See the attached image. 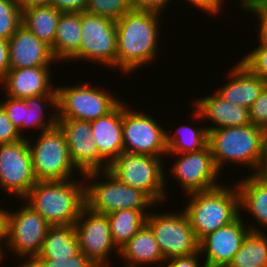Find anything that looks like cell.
Returning <instances> with one entry per match:
<instances>
[{
	"label": "cell",
	"mask_w": 267,
	"mask_h": 267,
	"mask_svg": "<svg viewBox=\"0 0 267 267\" xmlns=\"http://www.w3.org/2000/svg\"><path fill=\"white\" fill-rule=\"evenodd\" d=\"M161 17L158 13L130 10L116 21L117 69L124 76L157 59Z\"/></svg>",
	"instance_id": "6da1fadb"
},
{
	"label": "cell",
	"mask_w": 267,
	"mask_h": 267,
	"mask_svg": "<svg viewBox=\"0 0 267 267\" xmlns=\"http://www.w3.org/2000/svg\"><path fill=\"white\" fill-rule=\"evenodd\" d=\"M267 131L253 124L209 131L208 145L220 173L228 164H239L258 174L264 159ZM225 164V165H224Z\"/></svg>",
	"instance_id": "7a4b0ae2"
},
{
	"label": "cell",
	"mask_w": 267,
	"mask_h": 267,
	"mask_svg": "<svg viewBox=\"0 0 267 267\" xmlns=\"http://www.w3.org/2000/svg\"><path fill=\"white\" fill-rule=\"evenodd\" d=\"M82 181L76 178L37 181L22 202L38 212L50 225H74L86 206L85 181Z\"/></svg>",
	"instance_id": "3957f363"
},
{
	"label": "cell",
	"mask_w": 267,
	"mask_h": 267,
	"mask_svg": "<svg viewBox=\"0 0 267 267\" xmlns=\"http://www.w3.org/2000/svg\"><path fill=\"white\" fill-rule=\"evenodd\" d=\"M189 200H188V197ZM182 207L198 241L209 233L233 222L239 215V193L236 184H227L207 191L186 195Z\"/></svg>",
	"instance_id": "277c9868"
},
{
	"label": "cell",
	"mask_w": 267,
	"mask_h": 267,
	"mask_svg": "<svg viewBox=\"0 0 267 267\" xmlns=\"http://www.w3.org/2000/svg\"><path fill=\"white\" fill-rule=\"evenodd\" d=\"M82 178L85 180L86 207L99 214L158 206L143 191L123 184L109 170L89 172Z\"/></svg>",
	"instance_id": "5b68a950"
},
{
	"label": "cell",
	"mask_w": 267,
	"mask_h": 267,
	"mask_svg": "<svg viewBox=\"0 0 267 267\" xmlns=\"http://www.w3.org/2000/svg\"><path fill=\"white\" fill-rule=\"evenodd\" d=\"M164 156L122 152L109 166V171L123 184L143 191L156 205L169 197ZM167 199V200H166Z\"/></svg>",
	"instance_id": "8992f818"
},
{
	"label": "cell",
	"mask_w": 267,
	"mask_h": 267,
	"mask_svg": "<svg viewBox=\"0 0 267 267\" xmlns=\"http://www.w3.org/2000/svg\"><path fill=\"white\" fill-rule=\"evenodd\" d=\"M37 134L39 135L32 139L27 137L37 181H63L75 178V173L79 171L70 159L66 137L59 125Z\"/></svg>",
	"instance_id": "52a82bcc"
},
{
	"label": "cell",
	"mask_w": 267,
	"mask_h": 267,
	"mask_svg": "<svg viewBox=\"0 0 267 267\" xmlns=\"http://www.w3.org/2000/svg\"><path fill=\"white\" fill-rule=\"evenodd\" d=\"M81 81L74 86H57V118L92 121L106 115L121 100L113 93Z\"/></svg>",
	"instance_id": "ba28073f"
},
{
	"label": "cell",
	"mask_w": 267,
	"mask_h": 267,
	"mask_svg": "<svg viewBox=\"0 0 267 267\" xmlns=\"http://www.w3.org/2000/svg\"><path fill=\"white\" fill-rule=\"evenodd\" d=\"M87 61L110 70L117 69V28L116 21L90 14L81 13V42L76 54L69 60ZM71 61V62H70Z\"/></svg>",
	"instance_id": "9c48e42d"
},
{
	"label": "cell",
	"mask_w": 267,
	"mask_h": 267,
	"mask_svg": "<svg viewBox=\"0 0 267 267\" xmlns=\"http://www.w3.org/2000/svg\"><path fill=\"white\" fill-rule=\"evenodd\" d=\"M146 224L153 231L165 260L187 256L199 251V241L190 225L189 218L181 211L150 212Z\"/></svg>",
	"instance_id": "30bf717a"
},
{
	"label": "cell",
	"mask_w": 267,
	"mask_h": 267,
	"mask_svg": "<svg viewBox=\"0 0 267 267\" xmlns=\"http://www.w3.org/2000/svg\"><path fill=\"white\" fill-rule=\"evenodd\" d=\"M51 225L26 203L10 212L7 249L23 260L17 267L28 266L40 253ZM11 251V252H10Z\"/></svg>",
	"instance_id": "8fae6325"
},
{
	"label": "cell",
	"mask_w": 267,
	"mask_h": 267,
	"mask_svg": "<svg viewBox=\"0 0 267 267\" xmlns=\"http://www.w3.org/2000/svg\"><path fill=\"white\" fill-rule=\"evenodd\" d=\"M123 101L124 151L148 156H166V129L146 112L131 109ZM165 128V129H164Z\"/></svg>",
	"instance_id": "7c38bea8"
},
{
	"label": "cell",
	"mask_w": 267,
	"mask_h": 267,
	"mask_svg": "<svg viewBox=\"0 0 267 267\" xmlns=\"http://www.w3.org/2000/svg\"><path fill=\"white\" fill-rule=\"evenodd\" d=\"M26 138V139H25ZM37 182L27 137L0 145V188L22 200Z\"/></svg>",
	"instance_id": "4fadbf2b"
},
{
	"label": "cell",
	"mask_w": 267,
	"mask_h": 267,
	"mask_svg": "<svg viewBox=\"0 0 267 267\" xmlns=\"http://www.w3.org/2000/svg\"><path fill=\"white\" fill-rule=\"evenodd\" d=\"M169 155L175 156L176 160L168 171L184 195L214 189L222 184L217 181L221 173L214 165L209 145L198 152L166 154V157Z\"/></svg>",
	"instance_id": "5bb4252c"
},
{
	"label": "cell",
	"mask_w": 267,
	"mask_h": 267,
	"mask_svg": "<svg viewBox=\"0 0 267 267\" xmlns=\"http://www.w3.org/2000/svg\"><path fill=\"white\" fill-rule=\"evenodd\" d=\"M74 227L80 251L99 267H114L109 259L113 251L119 256V249L113 243L107 215L91 211L85 206Z\"/></svg>",
	"instance_id": "9a60e30c"
},
{
	"label": "cell",
	"mask_w": 267,
	"mask_h": 267,
	"mask_svg": "<svg viewBox=\"0 0 267 267\" xmlns=\"http://www.w3.org/2000/svg\"><path fill=\"white\" fill-rule=\"evenodd\" d=\"M57 124L65 134L70 159L83 174L108 170L110 164L99 154L89 121L57 118Z\"/></svg>",
	"instance_id": "2e32d148"
},
{
	"label": "cell",
	"mask_w": 267,
	"mask_h": 267,
	"mask_svg": "<svg viewBox=\"0 0 267 267\" xmlns=\"http://www.w3.org/2000/svg\"><path fill=\"white\" fill-rule=\"evenodd\" d=\"M242 213L230 224L209 233L199 241V252L206 267H227L251 231Z\"/></svg>",
	"instance_id": "e0dca14e"
},
{
	"label": "cell",
	"mask_w": 267,
	"mask_h": 267,
	"mask_svg": "<svg viewBox=\"0 0 267 267\" xmlns=\"http://www.w3.org/2000/svg\"><path fill=\"white\" fill-rule=\"evenodd\" d=\"M194 108L191 118L195 122L210 120L212 123L206 126L208 132L224 127H239L251 124L249 109L237 104L225 101L215 91L211 95L195 98L191 103Z\"/></svg>",
	"instance_id": "ac0fdd59"
},
{
	"label": "cell",
	"mask_w": 267,
	"mask_h": 267,
	"mask_svg": "<svg viewBox=\"0 0 267 267\" xmlns=\"http://www.w3.org/2000/svg\"><path fill=\"white\" fill-rule=\"evenodd\" d=\"M53 77L51 67L10 69L0 79V87L5 95L18 99L57 94Z\"/></svg>",
	"instance_id": "d6986e66"
},
{
	"label": "cell",
	"mask_w": 267,
	"mask_h": 267,
	"mask_svg": "<svg viewBox=\"0 0 267 267\" xmlns=\"http://www.w3.org/2000/svg\"><path fill=\"white\" fill-rule=\"evenodd\" d=\"M10 69L52 67L57 63L51 48L21 25L8 40Z\"/></svg>",
	"instance_id": "ffe728a7"
},
{
	"label": "cell",
	"mask_w": 267,
	"mask_h": 267,
	"mask_svg": "<svg viewBox=\"0 0 267 267\" xmlns=\"http://www.w3.org/2000/svg\"><path fill=\"white\" fill-rule=\"evenodd\" d=\"M90 126L99 154L111 164L124 152L123 101L106 115L90 121Z\"/></svg>",
	"instance_id": "44dd1931"
},
{
	"label": "cell",
	"mask_w": 267,
	"mask_h": 267,
	"mask_svg": "<svg viewBox=\"0 0 267 267\" xmlns=\"http://www.w3.org/2000/svg\"><path fill=\"white\" fill-rule=\"evenodd\" d=\"M235 63L227 74L230 80L225 81L227 83L218 87L215 92L225 101L250 109L267 83L253 74L240 61Z\"/></svg>",
	"instance_id": "7402d4cb"
},
{
	"label": "cell",
	"mask_w": 267,
	"mask_h": 267,
	"mask_svg": "<svg viewBox=\"0 0 267 267\" xmlns=\"http://www.w3.org/2000/svg\"><path fill=\"white\" fill-rule=\"evenodd\" d=\"M249 174L242 179L239 178L235 183L239 193L240 213L243 210L250 212L249 215L251 214V217L257 220L258 226L249 225L251 231L265 232V228L267 230V181L258 174L251 172Z\"/></svg>",
	"instance_id": "603a6c76"
},
{
	"label": "cell",
	"mask_w": 267,
	"mask_h": 267,
	"mask_svg": "<svg viewBox=\"0 0 267 267\" xmlns=\"http://www.w3.org/2000/svg\"><path fill=\"white\" fill-rule=\"evenodd\" d=\"M119 258L126 262L124 267H149L153 264L162 267L165 262L153 231L146 223L119 249Z\"/></svg>",
	"instance_id": "cb8c5ba5"
},
{
	"label": "cell",
	"mask_w": 267,
	"mask_h": 267,
	"mask_svg": "<svg viewBox=\"0 0 267 267\" xmlns=\"http://www.w3.org/2000/svg\"><path fill=\"white\" fill-rule=\"evenodd\" d=\"M81 42V13H61L54 44L50 47L54 59L67 61L76 54Z\"/></svg>",
	"instance_id": "d4e9b609"
},
{
	"label": "cell",
	"mask_w": 267,
	"mask_h": 267,
	"mask_svg": "<svg viewBox=\"0 0 267 267\" xmlns=\"http://www.w3.org/2000/svg\"><path fill=\"white\" fill-rule=\"evenodd\" d=\"M80 252L74 225H51L36 258L68 259Z\"/></svg>",
	"instance_id": "484cf974"
},
{
	"label": "cell",
	"mask_w": 267,
	"mask_h": 267,
	"mask_svg": "<svg viewBox=\"0 0 267 267\" xmlns=\"http://www.w3.org/2000/svg\"><path fill=\"white\" fill-rule=\"evenodd\" d=\"M48 106L52 110L48 112V117H46L45 112L48 110ZM55 109H57V94L32 96L23 99L22 130L34 128L37 132L40 130L42 132L54 127L58 122L57 110Z\"/></svg>",
	"instance_id": "4316f807"
},
{
	"label": "cell",
	"mask_w": 267,
	"mask_h": 267,
	"mask_svg": "<svg viewBox=\"0 0 267 267\" xmlns=\"http://www.w3.org/2000/svg\"><path fill=\"white\" fill-rule=\"evenodd\" d=\"M61 13L53 5L32 6L22 10V25L51 47Z\"/></svg>",
	"instance_id": "83f0119b"
},
{
	"label": "cell",
	"mask_w": 267,
	"mask_h": 267,
	"mask_svg": "<svg viewBox=\"0 0 267 267\" xmlns=\"http://www.w3.org/2000/svg\"><path fill=\"white\" fill-rule=\"evenodd\" d=\"M201 126V127H200ZM182 125L174 131H166L167 154L198 152L208 146L209 132L202 125ZM171 131L172 134L170 133Z\"/></svg>",
	"instance_id": "f1b7e54d"
},
{
	"label": "cell",
	"mask_w": 267,
	"mask_h": 267,
	"mask_svg": "<svg viewBox=\"0 0 267 267\" xmlns=\"http://www.w3.org/2000/svg\"><path fill=\"white\" fill-rule=\"evenodd\" d=\"M149 210L124 209L107 214L113 243L120 249L146 223Z\"/></svg>",
	"instance_id": "f546056e"
},
{
	"label": "cell",
	"mask_w": 267,
	"mask_h": 267,
	"mask_svg": "<svg viewBox=\"0 0 267 267\" xmlns=\"http://www.w3.org/2000/svg\"><path fill=\"white\" fill-rule=\"evenodd\" d=\"M227 267H267V233L250 231Z\"/></svg>",
	"instance_id": "4dcf8cb0"
},
{
	"label": "cell",
	"mask_w": 267,
	"mask_h": 267,
	"mask_svg": "<svg viewBox=\"0 0 267 267\" xmlns=\"http://www.w3.org/2000/svg\"><path fill=\"white\" fill-rule=\"evenodd\" d=\"M22 25V10L17 0H0V37L9 40Z\"/></svg>",
	"instance_id": "1f68e13d"
},
{
	"label": "cell",
	"mask_w": 267,
	"mask_h": 267,
	"mask_svg": "<svg viewBox=\"0 0 267 267\" xmlns=\"http://www.w3.org/2000/svg\"><path fill=\"white\" fill-rule=\"evenodd\" d=\"M130 10L129 0H87L85 12L117 21Z\"/></svg>",
	"instance_id": "d6a6232c"
},
{
	"label": "cell",
	"mask_w": 267,
	"mask_h": 267,
	"mask_svg": "<svg viewBox=\"0 0 267 267\" xmlns=\"http://www.w3.org/2000/svg\"><path fill=\"white\" fill-rule=\"evenodd\" d=\"M255 46H257L255 48ZM251 52H246L240 62L253 74L267 83V45H255Z\"/></svg>",
	"instance_id": "836d02e7"
},
{
	"label": "cell",
	"mask_w": 267,
	"mask_h": 267,
	"mask_svg": "<svg viewBox=\"0 0 267 267\" xmlns=\"http://www.w3.org/2000/svg\"><path fill=\"white\" fill-rule=\"evenodd\" d=\"M26 267H99L81 251L68 259L35 258Z\"/></svg>",
	"instance_id": "e575fe53"
},
{
	"label": "cell",
	"mask_w": 267,
	"mask_h": 267,
	"mask_svg": "<svg viewBox=\"0 0 267 267\" xmlns=\"http://www.w3.org/2000/svg\"><path fill=\"white\" fill-rule=\"evenodd\" d=\"M5 96V99H1L2 101H0V105L5 110L12 125L17 128L21 136L25 137L23 135L25 133H22L23 99L12 98L7 95Z\"/></svg>",
	"instance_id": "d590c367"
},
{
	"label": "cell",
	"mask_w": 267,
	"mask_h": 267,
	"mask_svg": "<svg viewBox=\"0 0 267 267\" xmlns=\"http://www.w3.org/2000/svg\"><path fill=\"white\" fill-rule=\"evenodd\" d=\"M250 122L267 131V85L249 109Z\"/></svg>",
	"instance_id": "8d00e7d4"
},
{
	"label": "cell",
	"mask_w": 267,
	"mask_h": 267,
	"mask_svg": "<svg viewBox=\"0 0 267 267\" xmlns=\"http://www.w3.org/2000/svg\"><path fill=\"white\" fill-rule=\"evenodd\" d=\"M23 138L0 105V145L14 143Z\"/></svg>",
	"instance_id": "74e56055"
},
{
	"label": "cell",
	"mask_w": 267,
	"mask_h": 267,
	"mask_svg": "<svg viewBox=\"0 0 267 267\" xmlns=\"http://www.w3.org/2000/svg\"><path fill=\"white\" fill-rule=\"evenodd\" d=\"M248 14H253V16H256V28L258 33V44H265L267 45V9L264 8L262 5H254L246 8L244 10Z\"/></svg>",
	"instance_id": "f35d334b"
},
{
	"label": "cell",
	"mask_w": 267,
	"mask_h": 267,
	"mask_svg": "<svg viewBox=\"0 0 267 267\" xmlns=\"http://www.w3.org/2000/svg\"><path fill=\"white\" fill-rule=\"evenodd\" d=\"M132 10L149 11L153 13H164L163 11L169 7L172 0H129ZM166 7V8H165Z\"/></svg>",
	"instance_id": "ab89813d"
},
{
	"label": "cell",
	"mask_w": 267,
	"mask_h": 267,
	"mask_svg": "<svg viewBox=\"0 0 267 267\" xmlns=\"http://www.w3.org/2000/svg\"><path fill=\"white\" fill-rule=\"evenodd\" d=\"M200 252H195L191 255L173 257L165 260L163 267H206ZM202 265V266H201Z\"/></svg>",
	"instance_id": "60d3db41"
},
{
	"label": "cell",
	"mask_w": 267,
	"mask_h": 267,
	"mask_svg": "<svg viewBox=\"0 0 267 267\" xmlns=\"http://www.w3.org/2000/svg\"><path fill=\"white\" fill-rule=\"evenodd\" d=\"M189 2L190 7L197 8L196 10L202 11V13H207V15H211L212 17L217 14L221 15L220 12L223 11V7L226 0H186Z\"/></svg>",
	"instance_id": "b9f144b4"
},
{
	"label": "cell",
	"mask_w": 267,
	"mask_h": 267,
	"mask_svg": "<svg viewBox=\"0 0 267 267\" xmlns=\"http://www.w3.org/2000/svg\"><path fill=\"white\" fill-rule=\"evenodd\" d=\"M87 0H52L53 5L58 11L62 13H82L86 10Z\"/></svg>",
	"instance_id": "7bdbcfd3"
},
{
	"label": "cell",
	"mask_w": 267,
	"mask_h": 267,
	"mask_svg": "<svg viewBox=\"0 0 267 267\" xmlns=\"http://www.w3.org/2000/svg\"><path fill=\"white\" fill-rule=\"evenodd\" d=\"M10 70L8 40L0 37V79Z\"/></svg>",
	"instance_id": "ee69618b"
},
{
	"label": "cell",
	"mask_w": 267,
	"mask_h": 267,
	"mask_svg": "<svg viewBox=\"0 0 267 267\" xmlns=\"http://www.w3.org/2000/svg\"><path fill=\"white\" fill-rule=\"evenodd\" d=\"M0 204V241L8 242L9 239V218H10V211L4 209V207Z\"/></svg>",
	"instance_id": "f6af8a7d"
},
{
	"label": "cell",
	"mask_w": 267,
	"mask_h": 267,
	"mask_svg": "<svg viewBox=\"0 0 267 267\" xmlns=\"http://www.w3.org/2000/svg\"><path fill=\"white\" fill-rule=\"evenodd\" d=\"M21 7V10L32 7V6H42L51 5L52 0H17Z\"/></svg>",
	"instance_id": "bcb514c9"
},
{
	"label": "cell",
	"mask_w": 267,
	"mask_h": 267,
	"mask_svg": "<svg viewBox=\"0 0 267 267\" xmlns=\"http://www.w3.org/2000/svg\"><path fill=\"white\" fill-rule=\"evenodd\" d=\"M258 175L267 181V139L265 141L264 159Z\"/></svg>",
	"instance_id": "7dc6e473"
},
{
	"label": "cell",
	"mask_w": 267,
	"mask_h": 267,
	"mask_svg": "<svg viewBox=\"0 0 267 267\" xmlns=\"http://www.w3.org/2000/svg\"><path fill=\"white\" fill-rule=\"evenodd\" d=\"M266 0H238L240 8L245 10L246 8L254 5H262Z\"/></svg>",
	"instance_id": "c3c4849f"
},
{
	"label": "cell",
	"mask_w": 267,
	"mask_h": 267,
	"mask_svg": "<svg viewBox=\"0 0 267 267\" xmlns=\"http://www.w3.org/2000/svg\"><path fill=\"white\" fill-rule=\"evenodd\" d=\"M5 243V244H4ZM7 243L8 242H2V241H0V265H1V263H3L4 262V259H6V256L5 255H7L6 254V251L8 252V250H7ZM4 246V247H3ZM5 249H3V248Z\"/></svg>",
	"instance_id": "681fc988"
},
{
	"label": "cell",
	"mask_w": 267,
	"mask_h": 267,
	"mask_svg": "<svg viewBox=\"0 0 267 267\" xmlns=\"http://www.w3.org/2000/svg\"><path fill=\"white\" fill-rule=\"evenodd\" d=\"M262 6L267 9V0L262 4Z\"/></svg>",
	"instance_id": "f907efd6"
}]
</instances>
